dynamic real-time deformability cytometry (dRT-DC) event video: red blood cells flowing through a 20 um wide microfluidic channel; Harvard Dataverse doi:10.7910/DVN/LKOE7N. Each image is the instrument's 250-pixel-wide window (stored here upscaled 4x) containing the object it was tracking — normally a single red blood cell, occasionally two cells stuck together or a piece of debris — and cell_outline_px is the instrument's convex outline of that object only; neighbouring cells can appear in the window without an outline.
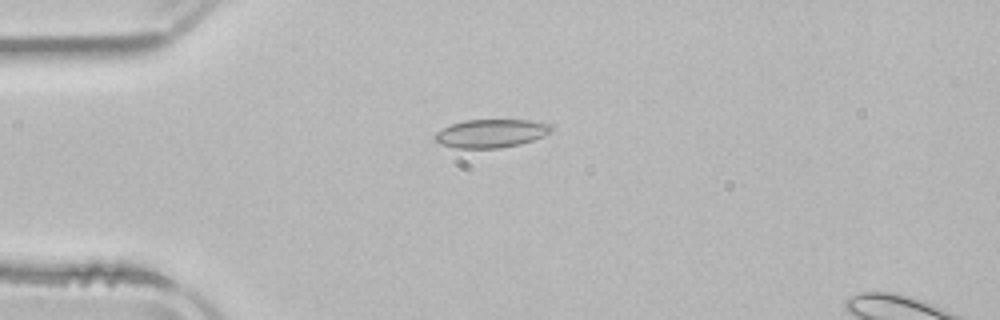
{"species": "common noctule bat (a hibernating species)", "species_latin": "Nyctalus noctula", "temperature_condition": "room temperature", "stored_images_in_passage": 4, "camera_frame_rate_fps": 3000, "um_per_image_px": 0.085, "animal": {"sex": "male", "body_mass_g": 21.5, "forearm_length_mm": 52.0}, "frame": {"image": 1, "passage_image": 3, "time_ms": 3.0, "image_size_px": [1000, 320], "cell_outline_px": [[552, 132], [544, 136], [520, 144], [500, 148], [456, 148], [440, 144], [432, 140], [432, 136], [436, 132], [452, 124], [464, 120], [528, 120], [552, 124]], "centroid_in_image_um": [41.72, 11.34], "position_along_channel_um": 43.3, "area_um2": 19.36}}